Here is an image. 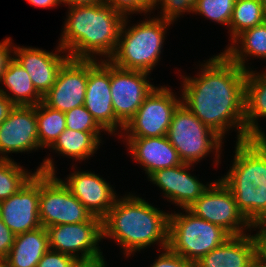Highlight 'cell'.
<instances>
[{
	"instance_id": "21",
	"label": "cell",
	"mask_w": 266,
	"mask_h": 267,
	"mask_svg": "<svg viewBox=\"0 0 266 267\" xmlns=\"http://www.w3.org/2000/svg\"><path fill=\"white\" fill-rule=\"evenodd\" d=\"M257 253L256 241L250 233L230 236L196 262V267H249Z\"/></svg>"
},
{
	"instance_id": "23",
	"label": "cell",
	"mask_w": 266,
	"mask_h": 267,
	"mask_svg": "<svg viewBox=\"0 0 266 267\" xmlns=\"http://www.w3.org/2000/svg\"><path fill=\"white\" fill-rule=\"evenodd\" d=\"M49 249L47 228L15 235L14 243L2 267H37L38 262Z\"/></svg>"
},
{
	"instance_id": "15",
	"label": "cell",
	"mask_w": 266,
	"mask_h": 267,
	"mask_svg": "<svg viewBox=\"0 0 266 267\" xmlns=\"http://www.w3.org/2000/svg\"><path fill=\"white\" fill-rule=\"evenodd\" d=\"M88 80V59L69 58L59 70L53 87L42 102L61 112L84 105Z\"/></svg>"
},
{
	"instance_id": "16",
	"label": "cell",
	"mask_w": 266,
	"mask_h": 267,
	"mask_svg": "<svg viewBox=\"0 0 266 267\" xmlns=\"http://www.w3.org/2000/svg\"><path fill=\"white\" fill-rule=\"evenodd\" d=\"M0 218L15 234L41 227L39 217V172H36L16 193L0 201Z\"/></svg>"
},
{
	"instance_id": "44",
	"label": "cell",
	"mask_w": 266,
	"mask_h": 267,
	"mask_svg": "<svg viewBox=\"0 0 266 267\" xmlns=\"http://www.w3.org/2000/svg\"><path fill=\"white\" fill-rule=\"evenodd\" d=\"M263 6V11H264V14L266 16V0H259Z\"/></svg>"
},
{
	"instance_id": "19",
	"label": "cell",
	"mask_w": 266,
	"mask_h": 267,
	"mask_svg": "<svg viewBox=\"0 0 266 267\" xmlns=\"http://www.w3.org/2000/svg\"><path fill=\"white\" fill-rule=\"evenodd\" d=\"M13 58L30 75L34 88L43 97L55 84L59 70L70 56L59 45L55 52L14 45Z\"/></svg>"
},
{
	"instance_id": "22",
	"label": "cell",
	"mask_w": 266,
	"mask_h": 267,
	"mask_svg": "<svg viewBox=\"0 0 266 267\" xmlns=\"http://www.w3.org/2000/svg\"><path fill=\"white\" fill-rule=\"evenodd\" d=\"M261 72V73H260ZM247 71L245 79L244 121L246 140L266 138L258 120L266 118V70ZM261 118V119H260Z\"/></svg>"
},
{
	"instance_id": "33",
	"label": "cell",
	"mask_w": 266,
	"mask_h": 267,
	"mask_svg": "<svg viewBox=\"0 0 266 267\" xmlns=\"http://www.w3.org/2000/svg\"><path fill=\"white\" fill-rule=\"evenodd\" d=\"M107 2L124 18H131L130 14L133 15L134 13L151 15L156 6V0H107Z\"/></svg>"
},
{
	"instance_id": "8",
	"label": "cell",
	"mask_w": 266,
	"mask_h": 267,
	"mask_svg": "<svg viewBox=\"0 0 266 267\" xmlns=\"http://www.w3.org/2000/svg\"><path fill=\"white\" fill-rule=\"evenodd\" d=\"M167 138L177 150L183 163L198 164L206 159L211 152L214 154L215 165L221 164V148L225 145L223 139L211 128L204 125L182 103L177 107L172 117ZM223 141V142H222Z\"/></svg>"
},
{
	"instance_id": "37",
	"label": "cell",
	"mask_w": 266,
	"mask_h": 267,
	"mask_svg": "<svg viewBox=\"0 0 266 267\" xmlns=\"http://www.w3.org/2000/svg\"><path fill=\"white\" fill-rule=\"evenodd\" d=\"M10 37L0 41V81L8 63L13 58L14 43Z\"/></svg>"
},
{
	"instance_id": "14",
	"label": "cell",
	"mask_w": 266,
	"mask_h": 267,
	"mask_svg": "<svg viewBox=\"0 0 266 267\" xmlns=\"http://www.w3.org/2000/svg\"><path fill=\"white\" fill-rule=\"evenodd\" d=\"M40 149L36 106H15L0 124V159Z\"/></svg>"
},
{
	"instance_id": "40",
	"label": "cell",
	"mask_w": 266,
	"mask_h": 267,
	"mask_svg": "<svg viewBox=\"0 0 266 267\" xmlns=\"http://www.w3.org/2000/svg\"><path fill=\"white\" fill-rule=\"evenodd\" d=\"M105 260L103 255L93 259L78 260L74 267H107V261Z\"/></svg>"
},
{
	"instance_id": "3",
	"label": "cell",
	"mask_w": 266,
	"mask_h": 267,
	"mask_svg": "<svg viewBox=\"0 0 266 267\" xmlns=\"http://www.w3.org/2000/svg\"><path fill=\"white\" fill-rule=\"evenodd\" d=\"M124 19L108 2L68 7L58 45L70 58L109 60Z\"/></svg>"
},
{
	"instance_id": "25",
	"label": "cell",
	"mask_w": 266,
	"mask_h": 267,
	"mask_svg": "<svg viewBox=\"0 0 266 267\" xmlns=\"http://www.w3.org/2000/svg\"><path fill=\"white\" fill-rule=\"evenodd\" d=\"M0 84H3L0 93L15 106H36L42 102V96L34 88L30 75L14 58L8 63Z\"/></svg>"
},
{
	"instance_id": "17",
	"label": "cell",
	"mask_w": 266,
	"mask_h": 267,
	"mask_svg": "<svg viewBox=\"0 0 266 267\" xmlns=\"http://www.w3.org/2000/svg\"><path fill=\"white\" fill-rule=\"evenodd\" d=\"M75 167L72 165V170L74 168L76 171L73 170L65 180L59 179L92 216L102 220L113 207L119 195L113 189L114 186L99 174L94 171H84L81 168L77 170Z\"/></svg>"
},
{
	"instance_id": "5",
	"label": "cell",
	"mask_w": 266,
	"mask_h": 267,
	"mask_svg": "<svg viewBox=\"0 0 266 267\" xmlns=\"http://www.w3.org/2000/svg\"><path fill=\"white\" fill-rule=\"evenodd\" d=\"M144 20L131 26L128 17L124 19L114 54L109 58L114 66L125 70H139L150 73L162 58L160 55L168 28L174 22L158 15H145ZM167 29V30H166Z\"/></svg>"
},
{
	"instance_id": "34",
	"label": "cell",
	"mask_w": 266,
	"mask_h": 267,
	"mask_svg": "<svg viewBox=\"0 0 266 267\" xmlns=\"http://www.w3.org/2000/svg\"><path fill=\"white\" fill-rule=\"evenodd\" d=\"M77 261L71 255L48 249L38 262L37 267H74Z\"/></svg>"
},
{
	"instance_id": "39",
	"label": "cell",
	"mask_w": 266,
	"mask_h": 267,
	"mask_svg": "<svg viewBox=\"0 0 266 267\" xmlns=\"http://www.w3.org/2000/svg\"><path fill=\"white\" fill-rule=\"evenodd\" d=\"M15 105L2 93H0V124L8 117Z\"/></svg>"
},
{
	"instance_id": "24",
	"label": "cell",
	"mask_w": 266,
	"mask_h": 267,
	"mask_svg": "<svg viewBox=\"0 0 266 267\" xmlns=\"http://www.w3.org/2000/svg\"><path fill=\"white\" fill-rule=\"evenodd\" d=\"M227 46L223 53L243 70H251L248 61L253 56L266 60V21L242 31Z\"/></svg>"
},
{
	"instance_id": "28",
	"label": "cell",
	"mask_w": 266,
	"mask_h": 267,
	"mask_svg": "<svg viewBox=\"0 0 266 267\" xmlns=\"http://www.w3.org/2000/svg\"><path fill=\"white\" fill-rule=\"evenodd\" d=\"M266 21L263 6L259 0H235L229 23V41L242 31L253 28Z\"/></svg>"
},
{
	"instance_id": "38",
	"label": "cell",
	"mask_w": 266,
	"mask_h": 267,
	"mask_svg": "<svg viewBox=\"0 0 266 267\" xmlns=\"http://www.w3.org/2000/svg\"><path fill=\"white\" fill-rule=\"evenodd\" d=\"M252 229L253 231L258 229L256 234H253L256 241L257 254L266 260V221L253 224Z\"/></svg>"
},
{
	"instance_id": "29",
	"label": "cell",
	"mask_w": 266,
	"mask_h": 267,
	"mask_svg": "<svg viewBox=\"0 0 266 267\" xmlns=\"http://www.w3.org/2000/svg\"><path fill=\"white\" fill-rule=\"evenodd\" d=\"M31 172L13 159H0V201L20 190L37 171Z\"/></svg>"
},
{
	"instance_id": "26",
	"label": "cell",
	"mask_w": 266,
	"mask_h": 267,
	"mask_svg": "<svg viewBox=\"0 0 266 267\" xmlns=\"http://www.w3.org/2000/svg\"><path fill=\"white\" fill-rule=\"evenodd\" d=\"M101 132L74 131L66 128L57 138L49 151H55L62 157H68L73 161L89 160L100 148L102 142Z\"/></svg>"
},
{
	"instance_id": "27",
	"label": "cell",
	"mask_w": 266,
	"mask_h": 267,
	"mask_svg": "<svg viewBox=\"0 0 266 267\" xmlns=\"http://www.w3.org/2000/svg\"><path fill=\"white\" fill-rule=\"evenodd\" d=\"M38 137L41 150H47L55 143L58 136L66 129L65 113L55 110L43 102L36 105Z\"/></svg>"
},
{
	"instance_id": "35",
	"label": "cell",
	"mask_w": 266,
	"mask_h": 267,
	"mask_svg": "<svg viewBox=\"0 0 266 267\" xmlns=\"http://www.w3.org/2000/svg\"><path fill=\"white\" fill-rule=\"evenodd\" d=\"M150 265V267H196V263L172 252L168 247L162 249V253Z\"/></svg>"
},
{
	"instance_id": "41",
	"label": "cell",
	"mask_w": 266,
	"mask_h": 267,
	"mask_svg": "<svg viewBox=\"0 0 266 267\" xmlns=\"http://www.w3.org/2000/svg\"><path fill=\"white\" fill-rule=\"evenodd\" d=\"M32 6L41 7V8H54L60 6L61 0H26Z\"/></svg>"
},
{
	"instance_id": "43",
	"label": "cell",
	"mask_w": 266,
	"mask_h": 267,
	"mask_svg": "<svg viewBox=\"0 0 266 267\" xmlns=\"http://www.w3.org/2000/svg\"><path fill=\"white\" fill-rule=\"evenodd\" d=\"M249 267H266V260L256 253L251 260Z\"/></svg>"
},
{
	"instance_id": "18",
	"label": "cell",
	"mask_w": 266,
	"mask_h": 267,
	"mask_svg": "<svg viewBox=\"0 0 266 267\" xmlns=\"http://www.w3.org/2000/svg\"><path fill=\"white\" fill-rule=\"evenodd\" d=\"M191 167L196 166L182 163L178 166L159 169L148 177V181L162 190V196L168 202H172L171 204L181 209H187L213 183L210 181L205 185L200 182L199 177L190 174Z\"/></svg>"
},
{
	"instance_id": "42",
	"label": "cell",
	"mask_w": 266,
	"mask_h": 267,
	"mask_svg": "<svg viewBox=\"0 0 266 267\" xmlns=\"http://www.w3.org/2000/svg\"><path fill=\"white\" fill-rule=\"evenodd\" d=\"M102 2H107V0H61L62 5L68 7L93 5Z\"/></svg>"
},
{
	"instance_id": "6",
	"label": "cell",
	"mask_w": 266,
	"mask_h": 267,
	"mask_svg": "<svg viewBox=\"0 0 266 267\" xmlns=\"http://www.w3.org/2000/svg\"><path fill=\"white\" fill-rule=\"evenodd\" d=\"M39 172V217L42 227L88 221L92 214L57 177L54 159L47 154Z\"/></svg>"
},
{
	"instance_id": "7",
	"label": "cell",
	"mask_w": 266,
	"mask_h": 267,
	"mask_svg": "<svg viewBox=\"0 0 266 267\" xmlns=\"http://www.w3.org/2000/svg\"><path fill=\"white\" fill-rule=\"evenodd\" d=\"M181 210L169 214L168 248L188 261L196 263L231 236L221 226Z\"/></svg>"
},
{
	"instance_id": "10",
	"label": "cell",
	"mask_w": 266,
	"mask_h": 267,
	"mask_svg": "<svg viewBox=\"0 0 266 267\" xmlns=\"http://www.w3.org/2000/svg\"><path fill=\"white\" fill-rule=\"evenodd\" d=\"M216 180L187 209L194 215L221 226L231 236L251 232L252 224L238 209L231 190L220 178Z\"/></svg>"
},
{
	"instance_id": "1",
	"label": "cell",
	"mask_w": 266,
	"mask_h": 267,
	"mask_svg": "<svg viewBox=\"0 0 266 267\" xmlns=\"http://www.w3.org/2000/svg\"><path fill=\"white\" fill-rule=\"evenodd\" d=\"M199 64L196 76L181 75L182 104L223 140L236 131V142L246 140L244 121L247 71L223 52ZM201 66V67H200ZM226 134V135H225Z\"/></svg>"
},
{
	"instance_id": "2",
	"label": "cell",
	"mask_w": 266,
	"mask_h": 267,
	"mask_svg": "<svg viewBox=\"0 0 266 267\" xmlns=\"http://www.w3.org/2000/svg\"><path fill=\"white\" fill-rule=\"evenodd\" d=\"M139 196L130 192L118 196L102 219V239L114 240L127 258L151 245L160 246L158 252L168 247L170 212Z\"/></svg>"
},
{
	"instance_id": "12",
	"label": "cell",
	"mask_w": 266,
	"mask_h": 267,
	"mask_svg": "<svg viewBox=\"0 0 266 267\" xmlns=\"http://www.w3.org/2000/svg\"><path fill=\"white\" fill-rule=\"evenodd\" d=\"M47 231L49 249L71 255L77 260L103 255L99 246V242H103L102 220L98 217L92 216L88 221L76 224L49 226Z\"/></svg>"
},
{
	"instance_id": "36",
	"label": "cell",
	"mask_w": 266,
	"mask_h": 267,
	"mask_svg": "<svg viewBox=\"0 0 266 267\" xmlns=\"http://www.w3.org/2000/svg\"><path fill=\"white\" fill-rule=\"evenodd\" d=\"M15 234L0 218V264L7 258L14 243Z\"/></svg>"
},
{
	"instance_id": "20",
	"label": "cell",
	"mask_w": 266,
	"mask_h": 267,
	"mask_svg": "<svg viewBox=\"0 0 266 267\" xmlns=\"http://www.w3.org/2000/svg\"><path fill=\"white\" fill-rule=\"evenodd\" d=\"M125 140V141H124ZM132 161L145 171L147 178L159 169L178 166L180 160L177 150L169 142L167 136L154 138H123Z\"/></svg>"
},
{
	"instance_id": "13",
	"label": "cell",
	"mask_w": 266,
	"mask_h": 267,
	"mask_svg": "<svg viewBox=\"0 0 266 267\" xmlns=\"http://www.w3.org/2000/svg\"><path fill=\"white\" fill-rule=\"evenodd\" d=\"M150 73L125 70L111 63V94L115 117L125 126L136 114L145 97L154 89Z\"/></svg>"
},
{
	"instance_id": "31",
	"label": "cell",
	"mask_w": 266,
	"mask_h": 267,
	"mask_svg": "<svg viewBox=\"0 0 266 267\" xmlns=\"http://www.w3.org/2000/svg\"><path fill=\"white\" fill-rule=\"evenodd\" d=\"M66 128L83 132L107 133L87 111L84 105L65 112Z\"/></svg>"
},
{
	"instance_id": "30",
	"label": "cell",
	"mask_w": 266,
	"mask_h": 267,
	"mask_svg": "<svg viewBox=\"0 0 266 267\" xmlns=\"http://www.w3.org/2000/svg\"><path fill=\"white\" fill-rule=\"evenodd\" d=\"M234 3L235 0H196L194 13L229 29Z\"/></svg>"
},
{
	"instance_id": "32",
	"label": "cell",
	"mask_w": 266,
	"mask_h": 267,
	"mask_svg": "<svg viewBox=\"0 0 266 267\" xmlns=\"http://www.w3.org/2000/svg\"><path fill=\"white\" fill-rule=\"evenodd\" d=\"M195 4L196 0H156L155 10L161 8L158 17L175 23L185 13L193 14Z\"/></svg>"
},
{
	"instance_id": "11",
	"label": "cell",
	"mask_w": 266,
	"mask_h": 267,
	"mask_svg": "<svg viewBox=\"0 0 266 267\" xmlns=\"http://www.w3.org/2000/svg\"><path fill=\"white\" fill-rule=\"evenodd\" d=\"M110 87L111 62L88 59V80L84 106L108 135L119 137L124 125L115 117Z\"/></svg>"
},
{
	"instance_id": "4",
	"label": "cell",
	"mask_w": 266,
	"mask_h": 267,
	"mask_svg": "<svg viewBox=\"0 0 266 267\" xmlns=\"http://www.w3.org/2000/svg\"><path fill=\"white\" fill-rule=\"evenodd\" d=\"M230 166L220 179L253 225L266 221V138L236 142Z\"/></svg>"
},
{
	"instance_id": "9",
	"label": "cell",
	"mask_w": 266,
	"mask_h": 267,
	"mask_svg": "<svg viewBox=\"0 0 266 267\" xmlns=\"http://www.w3.org/2000/svg\"><path fill=\"white\" fill-rule=\"evenodd\" d=\"M181 103V94L180 97L175 95L170 86H155L124 126L119 138L167 136L174 112Z\"/></svg>"
}]
</instances>
